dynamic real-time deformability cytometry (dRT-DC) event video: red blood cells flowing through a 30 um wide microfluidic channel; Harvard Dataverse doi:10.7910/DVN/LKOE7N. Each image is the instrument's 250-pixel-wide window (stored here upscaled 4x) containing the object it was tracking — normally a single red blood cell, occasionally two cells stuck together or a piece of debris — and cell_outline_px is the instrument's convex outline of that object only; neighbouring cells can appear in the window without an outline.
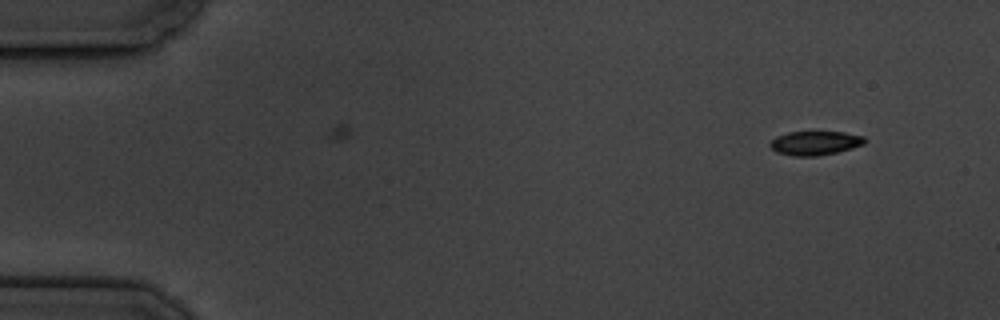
{"species": "common noctule bat (a hibernating species)", "species_latin": "Nyctalus noctula", "temperature_condition": "cold", "stored_images_in_passage": 4, "camera_frame_rate_fps": 3000, "um_per_image_px": 0.085, "animal": {"sex": "male", "body_mass_g": 19.5, "forearm_length_mm": 54.6}, "frame": {"image": 1, "passage_image": 1, "time_ms": 0.0, "image_size_px": [1000, 320], "cell_outline_px": [[864, 144], [852, 148], [836, 152], [816, 156], [792, 156], [776, 152], [768, 144], [776, 136], [788, 132], [844, 132], [864, 136]], "centroid_in_image_um": [69.25, 12.16], "position_along_channel_um": 15.7, "area_um2": 13.18}}